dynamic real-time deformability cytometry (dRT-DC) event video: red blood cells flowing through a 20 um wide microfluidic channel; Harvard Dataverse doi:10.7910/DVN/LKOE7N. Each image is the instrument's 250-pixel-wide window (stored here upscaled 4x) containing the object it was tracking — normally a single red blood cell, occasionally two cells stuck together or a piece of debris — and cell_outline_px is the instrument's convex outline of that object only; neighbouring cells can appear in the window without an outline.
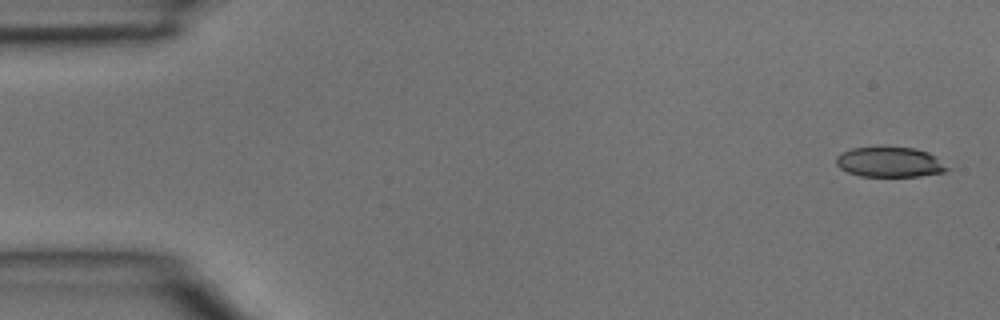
{"species": "common noctule bat (a hibernating species)", "species_latin": "Nyctalus noctula", "temperature_condition": "room temperature", "stored_images_in_passage": 6, "camera_frame_rate_fps": 3000, "um_per_image_px": 0.085, "animal": {"sex": "male", "body_mass_g": 15.6}, "frame": {"image": 1, "passage_image": 1, "time_ms": 0.0, "image_size_px": [1000, 320], "cell_outline_px": [[952, 168], [944, 172], [920, 176], [860, 176], [848, 172], [840, 168], [836, 164], [836, 156], [852, 148], [876, 144], [916, 148], [928, 152], [936, 156]], "centroid_in_image_um": [75.65, 13.73], "position_along_channel_um": 9.3, "area_um2": 20.29}}
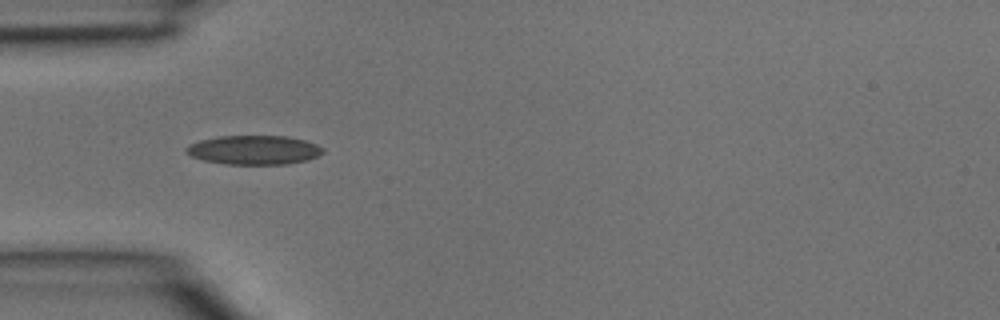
{"frame": {"image": 2, "passage_image": 4, "time_ms": 1.0, "image_size_px": [1000, 320], "cell_outline_px": [[324, 152], [308, 160], [288, 164], [224, 164], [204, 160], [192, 156], [184, 152], [184, 148], [188, 144], [200, 140], [220, 136], [288, 136], [304, 140], [316, 144], [324, 148]], "centroid_in_image_um": [21.57, 12.74], "position_along_channel_um": 63.4, "area_um2": 23.29}}